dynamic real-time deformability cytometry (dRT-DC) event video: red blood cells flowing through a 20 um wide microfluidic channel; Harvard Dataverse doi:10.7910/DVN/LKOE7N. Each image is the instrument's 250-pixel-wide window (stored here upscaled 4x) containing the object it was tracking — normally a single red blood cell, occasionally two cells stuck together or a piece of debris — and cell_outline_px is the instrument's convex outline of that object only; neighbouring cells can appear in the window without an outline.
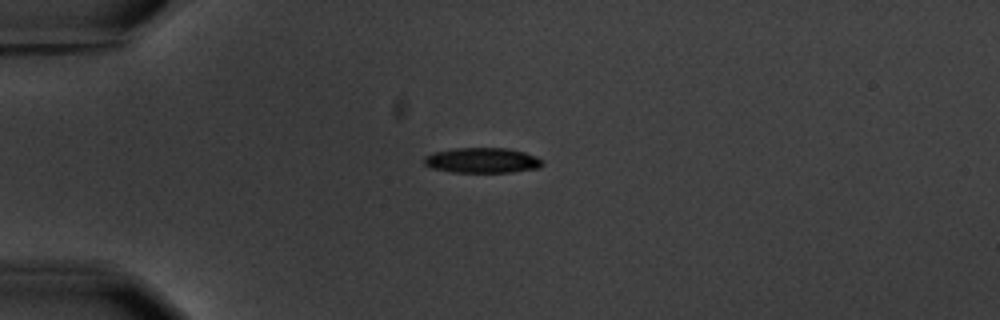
{"species": "common noctule bat (a hibernating species)", "species_latin": "Nyctalus noctula", "temperature_condition": "warm", "stored_images_in_passage": 5, "camera_frame_rate_fps": 3000, "um_per_image_px": 0.085, "animal": {"sex": "male", "body_mass_g": 20.1, "forearm_length_mm": 53.5}, "frame": {"image": 1, "passage_image": 4, "time_ms": 3.667, "image_size_px": [1000, 320], "cell_outline_px": [[544, 164], [540, 168], [512, 172], [452, 172], [432, 168], [424, 164], [424, 156], [432, 152], [456, 148], [508, 148], [524, 152], [536, 156]], "centroid_in_image_um": [40.98, 13.63], "position_along_channel_um": 44.0, "area_um2": 17.46}}